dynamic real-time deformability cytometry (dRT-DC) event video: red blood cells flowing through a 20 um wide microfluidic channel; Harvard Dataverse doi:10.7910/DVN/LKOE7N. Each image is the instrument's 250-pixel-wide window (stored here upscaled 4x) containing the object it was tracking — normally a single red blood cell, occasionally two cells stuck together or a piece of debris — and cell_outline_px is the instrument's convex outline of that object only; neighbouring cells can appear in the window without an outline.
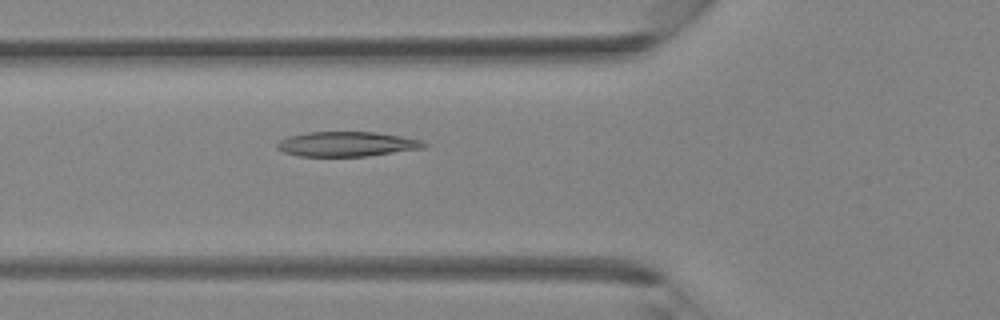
{"species": "Egyptian fruit bat (a non-hibernating species)", "species_latin": "Rousettus aegyptiacus", "temperature_condition": "room temperature", "stored_images_in_passage": 36, "camera_frame_rate_fps": 3000, "um_per_image_px": 0.085, "animal": {"sex": "female"}, "frame": {"image": 1, "passage_image": 13, "time_ms": 4.0, "image_size_px": [1000, 320], "cell_outline_px": [[428, 144], [424, 148], [368, 156], [300, 156], [284, 152], [276, 148], [276, 144], [280, 140], [288, 136], [308, 132], [376, 132], [400, 136], [420, 140]], "centroid_in_image_um": [29.46, 12.24], "position_along_channel_um": 96.3, "area_um2": 21.15}}
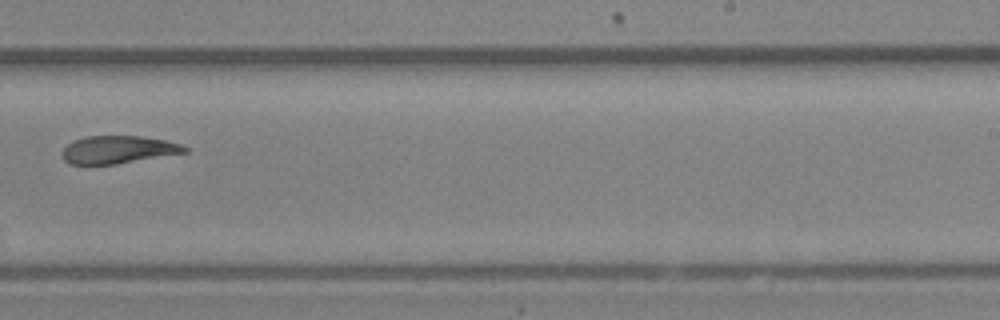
{"frame": {"image": 2, "passage_image": 23, "time_ms": 7.333, "image_size_px": [1000, 320], "cell_outline_px": [[188, 152], [116, 164], [68, 164], [64, 160], [64, 148], [72, 140], [84, 136], [140, 136], [164, 140], [180, 144], [188, 148]], "centroid_in_image_um": [10.04, 12.71], "position_along_channel_um": 279.0, "area_um2": 19.65}}
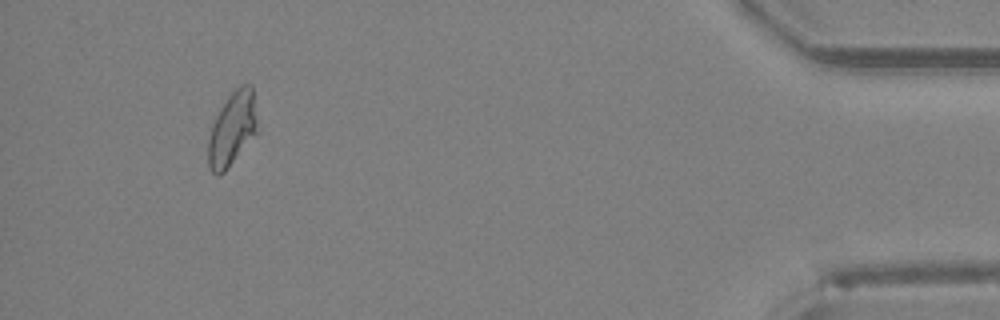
{"frame": {"image": 3, "passage_image": 34, "time_ms": 11.0, "image_size_px": [1000, 320], "cell_outline_px": [[260, 132], [224, 172], [220, 176], [216, 176], [208, 168], [208, 140], [212, 124], [220, 108], [228, 96], [240, 84], [252, 84]], "centroid_in_image_um": [19.78, 10.97], "position_along_channel_um": 415.4, "area_um2": 21.85}}